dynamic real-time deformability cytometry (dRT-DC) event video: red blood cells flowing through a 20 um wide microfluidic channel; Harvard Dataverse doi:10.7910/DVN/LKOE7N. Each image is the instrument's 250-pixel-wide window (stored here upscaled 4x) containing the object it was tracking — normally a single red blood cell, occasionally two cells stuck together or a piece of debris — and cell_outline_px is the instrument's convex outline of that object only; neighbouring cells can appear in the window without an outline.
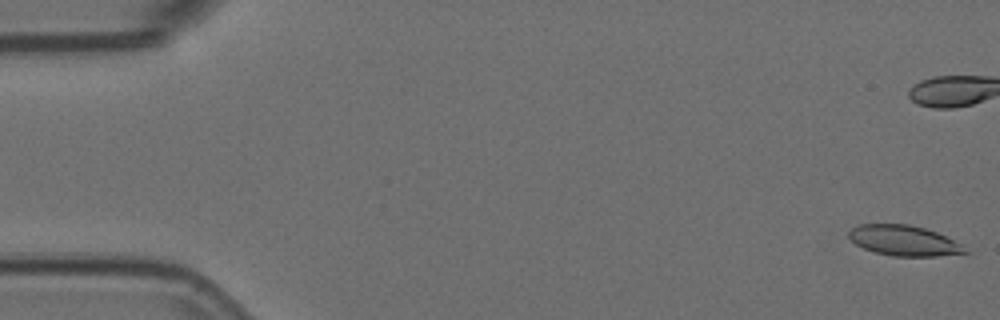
{"species": "Egyptian fruit bat (a non-hibernating species)", "species_latin": "Rousettus aegyptiacus", "temperature_condition": "room temperature", "stored_images_in_passage": 14, "camera_frame_rate_fps": 3000, "um_per_image_px": 0.085, "animal": {"sex": "female"}, "frame": {"image": 1, "passage_image": 1, "time_ms": 0.0, "image_size_px": [1000, 320], "cell_outline_px": [[972, 252], [936, 256], [892, 256], [876, 252], [864, 248], [856, 244], [848, 236], [848, 232], [852, 228], [860, 224], [908, 224], [924, 228], [936, 232], [964, 244]], "centroid_in_image_um": [76.89, 20.45], "position_along_channel_um": 8.1, "area_um2": 20.63}}